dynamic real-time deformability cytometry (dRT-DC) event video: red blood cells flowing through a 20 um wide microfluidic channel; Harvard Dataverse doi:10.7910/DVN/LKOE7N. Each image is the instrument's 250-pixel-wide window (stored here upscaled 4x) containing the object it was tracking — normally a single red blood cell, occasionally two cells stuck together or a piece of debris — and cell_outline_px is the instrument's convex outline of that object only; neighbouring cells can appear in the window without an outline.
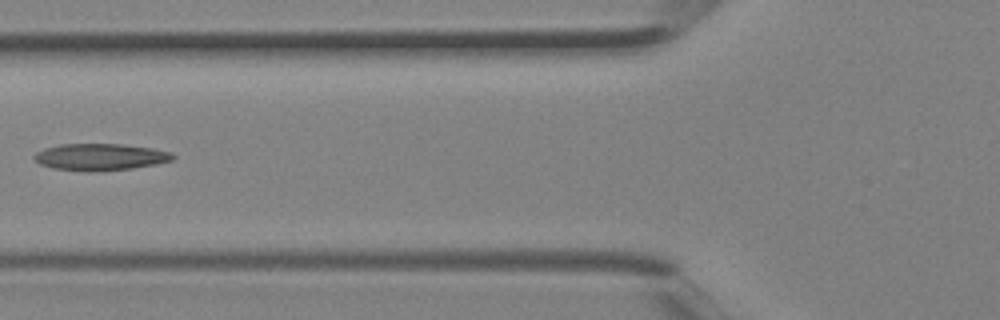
{"species": "Egyptian fruit bat (a non-hibernating species)", "species_latin": "Rousettus aegyptiacus", "temperature_condition": "room temperature", "stored_images_in_passage": 5, "camera_frame_rate_fps": 3000, "um_per_image_px": 0.085, "animal": {"sex": "female"}, "frame": {"image": 1, "passage_image": 5, "time_ms": 1.333, "image_size_px": [1000, 320], "cell_outline_px": [[176, 156], [172, 160], [156, 164], [132, 168], [100, 172], [88, 172], [52, 168], [40, 164], [32, 156], [36, 152], [44, 148], [60, 144], [120, 144], [152, 148], [172, 152]], "centroid_in_image_um": [8.51, 13.35], "position_along_channel_um": 117.3, "area_um2": 21.85}}